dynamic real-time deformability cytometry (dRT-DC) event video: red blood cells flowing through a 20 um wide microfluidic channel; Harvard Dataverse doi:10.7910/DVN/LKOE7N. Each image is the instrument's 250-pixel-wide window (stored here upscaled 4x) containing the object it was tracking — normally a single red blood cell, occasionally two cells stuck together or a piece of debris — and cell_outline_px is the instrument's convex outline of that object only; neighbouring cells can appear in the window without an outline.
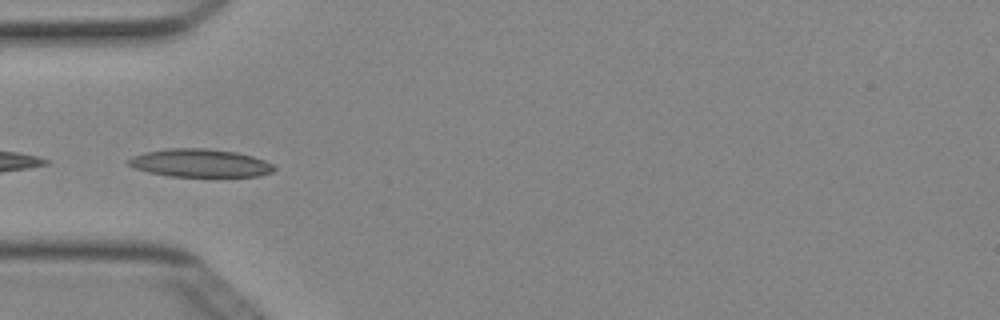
{"species": "Egyptian fruit bat (a non-hibernating species)", "species_latin": "Rousettus aegyptiacus", "temperature_condition": "cold", "stored_images_in_passage": 8, "camera_frame_rate_fps": 3000, "um_per_image_px": 0.085, "animal": {"sex": "female"}, "frame": {"image": 1, "passage_image": 4, "time_ms": 1.0, "image_size_px": [1000, 320], "cell_outline_px": [[276, 168], [272, 172], [260, 176], [168, 176], [148, 172], [136, 168], [128, 164], [128, 160], [132, 156], [144, 152], [168, 148], [208, 148], [236, 152], [252, 156], [264, 160], [272, 164]], "centroid_in_image_um": [17.01, 13.85], "position_along_channel_um": 68.0, "area_um2": 23.76}}
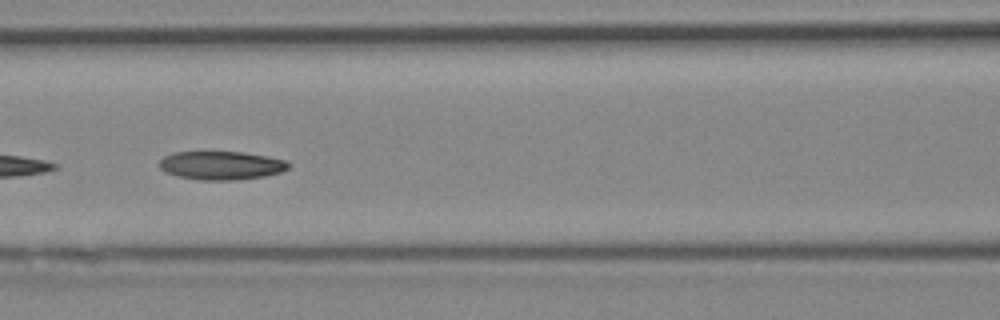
{"frame": {"image": 2, "passage_image": 6, "time_ms": 1.667, "image_size_px": [1000, 320], "cell_outline_px": [[292, 164], [288, 168], [280, 172], [264, 176], [232, 180], [200, 180], [176, 176], [164, 172], [160, 168], [160, 160], [164, 156], [172, 152], [244, 152], [288, 160]], "centroid_in_image_um": [18.8, 14.06], "position_along_channel_um": 147.8, "area_um2": 21.56}}
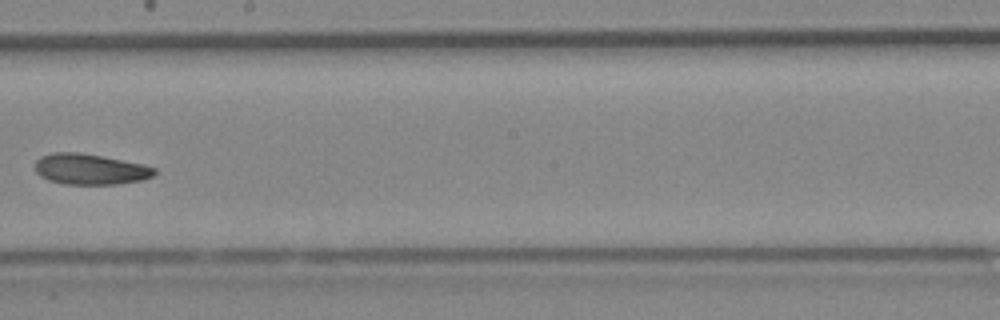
{"frame": {"image": 3, "passage_image": 8, "time_ms": 2.333, "image_size_px": [1000, 320], "cell_outline_px": [[156, 172], [152, 176], [140, 180], [116, 184], [64, 184], [48, 180], [40, 176], [36, 172], [36, 160], [40, 156], [52, 152], [76, 152], [100, 156], [144, 164], [156, 168]], "centroid_in_image_um": [7.63, 14.38], "position_along_channel_um": 240.6, "area_um2": 21.27}}